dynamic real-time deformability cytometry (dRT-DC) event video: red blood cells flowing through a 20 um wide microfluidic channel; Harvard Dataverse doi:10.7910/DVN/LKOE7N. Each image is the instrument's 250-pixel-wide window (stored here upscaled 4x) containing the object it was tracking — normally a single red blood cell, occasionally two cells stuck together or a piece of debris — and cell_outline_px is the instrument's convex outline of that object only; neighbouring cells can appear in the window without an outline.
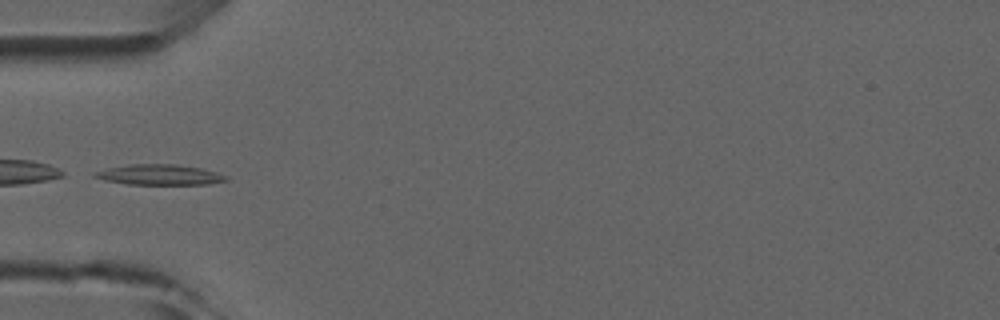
{"species": "common noctule bat (a hibernating species)", "species_latin": "Nyctalus noctula", "temperature_condition": "room temperature", "stored_images_in_passage": 4, "camera_frame_rate_fps": 3000, "um_per_image_px": 0.085, "animal": {"sex": "male", "forearm_length_mm": 52.5}, "frame": {"image": 1, "passage_image": 4, "time_ms": 4.333, "image_size_px": [1000, 320], "cell_outline_px": [[228, 180], [208, 184], [128, 184], [104, 180], [92, 176], [92, 172], [108, 168], [128, 164], [176, 164], [200, 168], [216, 172], [228, 176]], "centroid_in_image_um": [13.53, 14.85], "position_along_channel_um": 71.5, "area_um2": 15.61}}